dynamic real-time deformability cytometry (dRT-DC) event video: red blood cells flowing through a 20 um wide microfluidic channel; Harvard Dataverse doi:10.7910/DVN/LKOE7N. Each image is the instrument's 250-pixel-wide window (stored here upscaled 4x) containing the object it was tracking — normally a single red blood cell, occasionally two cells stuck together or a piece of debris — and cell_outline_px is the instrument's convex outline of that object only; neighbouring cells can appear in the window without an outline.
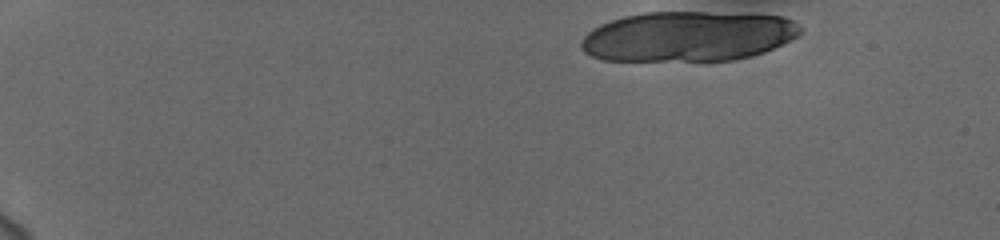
{"species": "human", "species_latin": "Homo sapiens", "temperature_condition": "cold", "stored_images_in_passage": 18, "camera_frame_rate_fps": 3000, "um_per_image_px": 0.085, "donor": {"sex": "female"}, "frame": {"image": 1, "passage_image": 1, "time_ms": 0.0, "image_size_px": [1000, 240], "cell_outline_px": [[800, 32], [796, 36], [764, 52], [752, 56], [736, 60], [604, 60], [592, 56], [584, 52], [580, 48], [580, 44], [584, 36], [592, 28], [600, 24], [624, 16], [644, 12], [704, 12], [784, 16], [792, 20], [800, 28]], "centroid_in_image_um": [58.43, 3.09], "position_along_channel_um": 26.6, "area_um2": 63.64}}
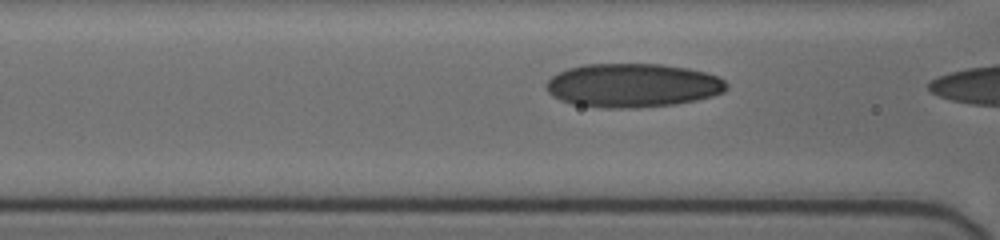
{"frame": {"image": 2, "passage_image": 17, "time_ms": 5.333, "image_size_px": [1000, 240], "cell_outline_px": [[728, 88], [724, 92], [712, 96], [696, 100], [672, 104], [632, 108], [604, 108], [572, 104], [560, 100], [552, 96], [548, 92], [544, 84], [556, 72], [568, 68], [584, 64], [660, 64], [688, 68], [704, 72], [716, 76], [724, 80], [728, 84]], "centroid_in_image_um": [53.74, 7.25], "position_along_channel_um": 112.9, "area_um2": 46.18}}